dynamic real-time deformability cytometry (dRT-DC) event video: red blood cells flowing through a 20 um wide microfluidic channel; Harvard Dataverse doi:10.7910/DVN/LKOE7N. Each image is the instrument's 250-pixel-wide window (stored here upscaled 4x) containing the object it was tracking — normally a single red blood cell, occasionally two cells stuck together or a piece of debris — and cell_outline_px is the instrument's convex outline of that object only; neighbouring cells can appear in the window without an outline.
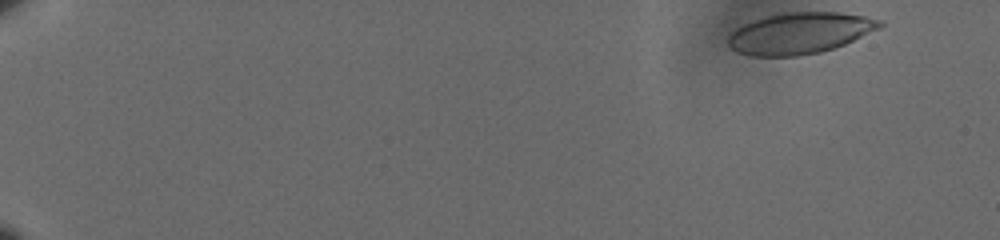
{"species": "human", "species_latin": "Homo sapiens", "temperature_condition": "cold", "stored_images_in_passage": 56, "camera_frame_rate_fps": 3000, "um_per_image_px": 0.085, "donor": {"sex": "male"}, "frame": {"image": 1, "passage_image": 1, "time_ms": 0.0, "image_size_px": [1000, 240], "cell_outline_px": [[884, 24], [880, 28], [844, 44], [820, 52], [796, 56], [752, 56], [736, 52], [728, 44], [728, 36], [736, 28], [752, 20], [784, 12], [840, 12], [864, 16], [880, 20]], "centroid_in_image_um": [67.96, 2.82], "position_along_channel_um": 17.0, "area_um2": 36.3}}
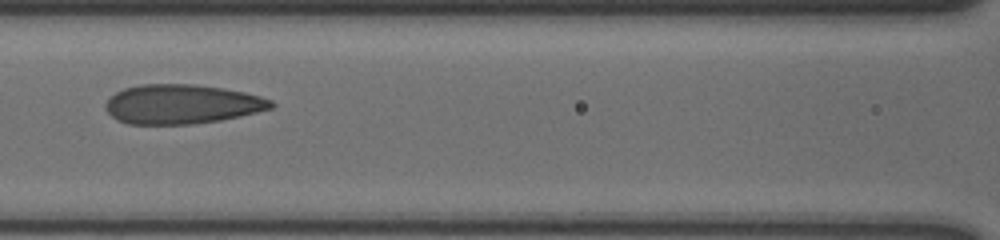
{"frame": {"image": 2, "passage_image": 27, "time_ms": 8.667, "image_size_px": [1000, 240], "cell_outline_px": [[276, 104], [272, 108], [240, 116], [220, 120], [192, 124], [128, 124], [116, 120], [104, 108], [104, 104], [116, 92], [124, 88], [140, 84], [196, 84], [224, 88], [244, 92], [260, 96], [272, 100]], "centroid_in_image_um": [15.45, 8.85], "position_along_channel_um": 151.2, "area_um2": 38.15}}
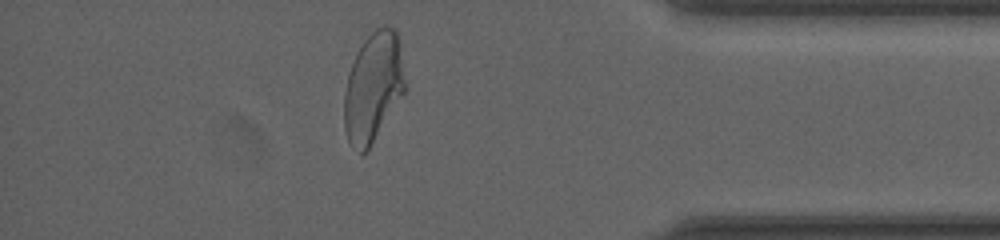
{"frame": {"image": 3, "passage_image": 50, "time_ms": 16.333, "image_size_px": [1000, 240], "cell_outline_px": [[408, 88], [368, 148], [360, 156], [348, 140], [344, 128], [344, 92], [348, 72], [364, 40], [376, 28], [384, 24], [392, 28], [396, 32]], "centroid_in_image_um": [31.73, 7.42], "position_along_channel_um": 403.5, "area_um2": 38.73}, "authors_computed_cell_mechanics": {"area_um2": 38.0613, "velocity_mm_per_s": 3.578, "shape_relaxation_time_tau1_ms": null, "shape_relaxation_time_tau2_ms": 0.9478, "deformation_change_tau1": null, "deformation_change_tau2": 0.0836}}